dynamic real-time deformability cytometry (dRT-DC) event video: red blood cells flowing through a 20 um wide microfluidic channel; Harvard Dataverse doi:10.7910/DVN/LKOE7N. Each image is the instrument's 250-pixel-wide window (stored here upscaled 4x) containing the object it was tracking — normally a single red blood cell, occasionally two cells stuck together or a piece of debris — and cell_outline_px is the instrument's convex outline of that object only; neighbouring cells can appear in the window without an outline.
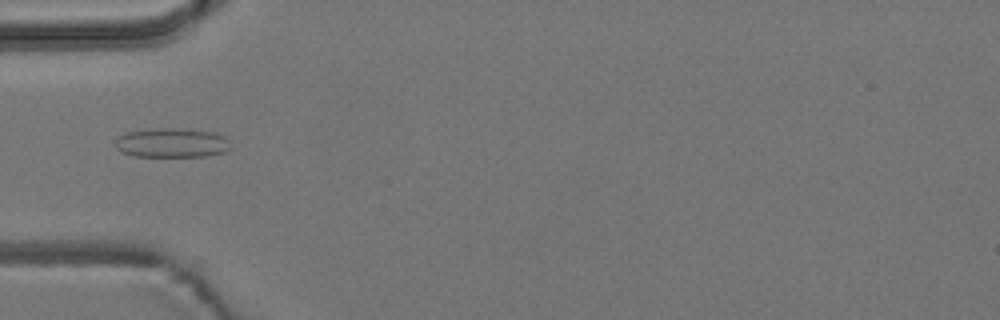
{"species": "common noctule bat (a hibernating species)", "species_latin": "Nyctalus noctula", "temperature_condition": "room temperature", "stored_images_in_passage": 10, "camera_frame_rate_fps": 3000, "um_per_image_px": 0.085, "animal": {"sex": "male", "body_mass_g": 19.2, "forearm_length_mm": 51.8}, "frame": {"image": 1, "passage_image": 4, "time_ms": 4.667, "image_size_px": [1000, 320], "cell_outline_px": [[232, 148], [224, 152], [204, 156], [136, 156], [120, 152], [116, 148], [116, 140], [124, 132], [156, 128], [172, 128], [212, 132], [224, 136], [228, 140]], "centroid_in_image_um": [14.59, 12.14], "position_along_channel_um": 70.4, "area_um2": 19.65}}
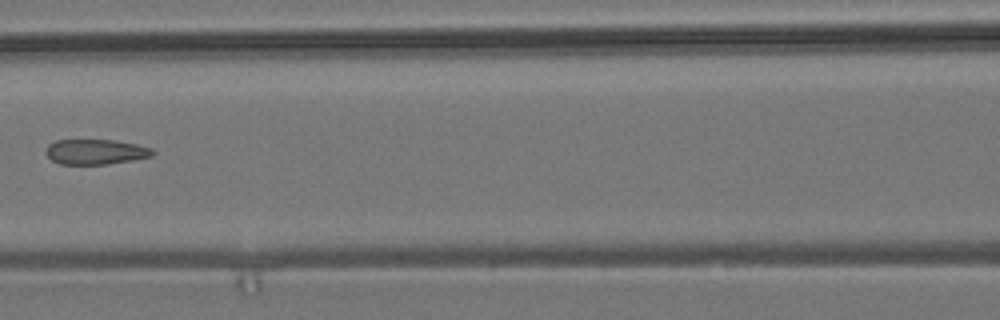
{"frame": {"image": 2, "passage_image": 6, "time_ms": 7.0, "image_size_px": [1000, 320], "cell_outline_px": [[156, 152], [152, 156], [132, 160], [108, 164], [60, 164], [52, 160], [44, 152], [48, 144], [56, 140], [116, 140], [136, 144], [152, 148]], "centroid_in_image_um": [8.13, 12.9], "position_along_channel_um": 158.5, "area_um2": 15.72}}
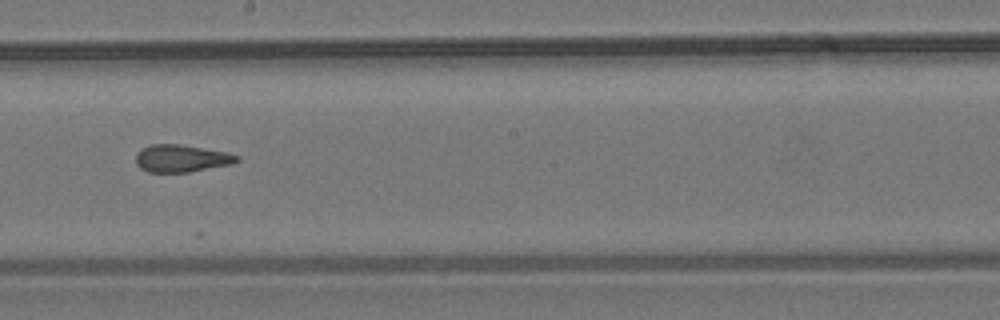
{"frame": {"image": 3, "passage_image": 8, "time_ms": 9.0, "image_size_px": [1000, 320], "cell_outline_px": [[240, 160], [232, 164], [188, 172], [148, 172], [140, 168], [136, 164], [136, 156], [140, 148], [152, 144], [176, 144], [228, 152], [240, 156]], "centroid_in_image_um": [15.42, 13.46], "position_along_channel_um": 232.8, "area_um2": 16.13}}